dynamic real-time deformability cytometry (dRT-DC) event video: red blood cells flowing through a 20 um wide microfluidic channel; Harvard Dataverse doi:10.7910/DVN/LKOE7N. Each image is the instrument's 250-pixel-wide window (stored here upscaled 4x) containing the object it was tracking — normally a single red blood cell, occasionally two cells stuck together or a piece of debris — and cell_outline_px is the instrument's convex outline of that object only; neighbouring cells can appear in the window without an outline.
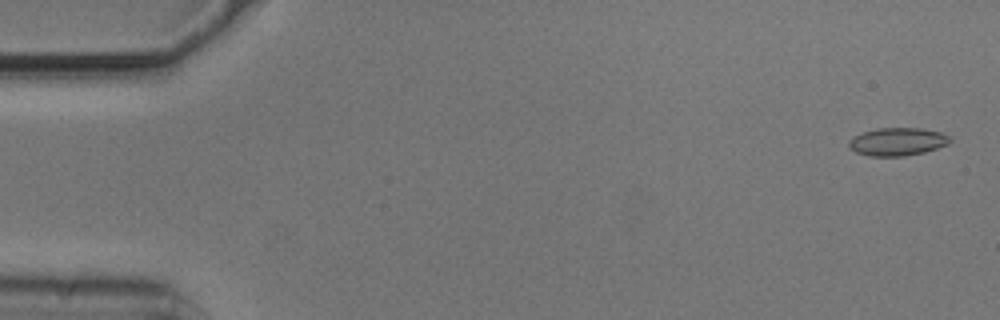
{"species": "common noctule bat (a hibernating species)", "species_latin": "Nyctalus noctula", "temperature_condition": "cold", "stored_images_in_passage": 54, "camera_frame_rate_fps": 3000, "um_per_image_px": 0.085, "animal": {"sex": "male", "body_mass_g": 20.5, "forearm_length_mm": 52.5}, "frame": {"image": 1, "passage_image": 2, "time_ms": 0.333, "image_size_px": [1000, 320], "cell_outline_px": [[952, 140], [948, 144], [924, 152], [904, 156], [868, 156], [856, 152], [848, 148], [848, 140], [864, 132], [876, 128], [920, 128], [940, 132], [952, 136]], "centroid_in_image_um": [76.29, 12.04], "position_along_channel_um": 8.7, "area_um2": 16.53}}
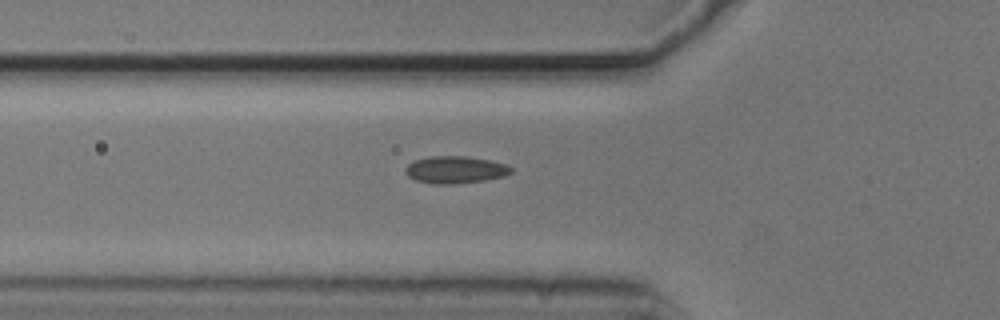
{"frame": {"image": 2, "passage_image": 19, "time_ms": 6.0, "image_size_px": [1000, 320], "cell_outline_px": [[512, 172], [504, 176], [484, 180], [452, 184], [432, 184], [416, 180], [408, 176], [404, 172], [404, 168], [412, 160], [432, 156], [464, 156], [488, 160], [504, 164], [512, 168]], "centroid_in_image_um": [38.64, 14.43], "position_along_channel_um": 87.2, "area_um2": 16.7}}
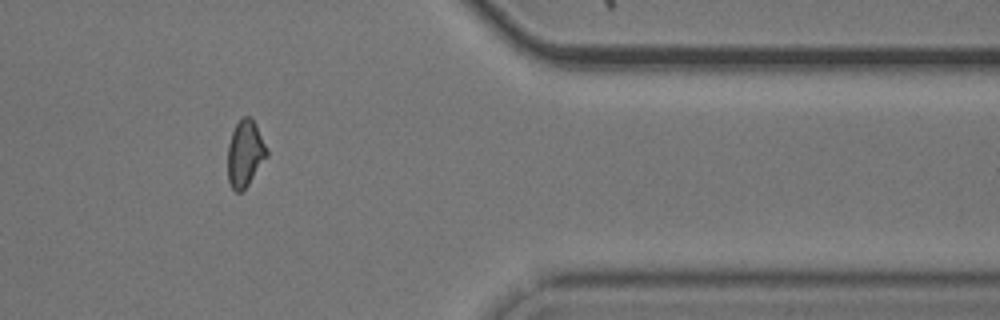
{"frame": {"image": 3, "passage_image": 45, "time_ms": 14.667, "image_size_px": [1000, 320], "cell_outline_px": [[268, 156], [248, 184], [240, 192], [236, 192], [232, 188], [228, 180], [228, 144], [232, 132], [236, 124], [244, 116], [248, 116], [256, 124], [268, 148]], "centroid_in_image_um": [20.84, 13.04], "position_along_channel_um": 390.6, "area_um2": 15.09}, "authors_computed_cell_mechanics": {"area_um2": 15.8083, "velocity_mm_per_s": 3.7319, "shape_relaxation_time_tau1_ms": null, "shape_relaxation_time_tau2_ms": 3.0626, "deformation_change_tau1": null, "deformation_change_tau2": 0.0733}}